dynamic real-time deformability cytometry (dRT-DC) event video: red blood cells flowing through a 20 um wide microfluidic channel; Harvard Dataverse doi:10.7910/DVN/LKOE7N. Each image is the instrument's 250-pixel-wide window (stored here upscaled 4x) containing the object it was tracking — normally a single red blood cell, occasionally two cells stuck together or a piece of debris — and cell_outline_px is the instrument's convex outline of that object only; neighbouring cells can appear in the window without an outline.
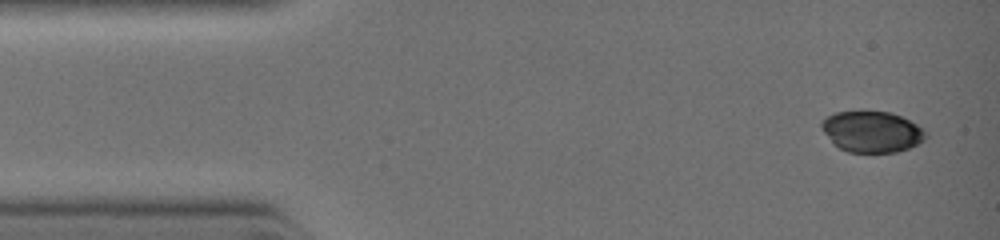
{"species": "common noctule bat (a hibernating species)", "species_latin": "Nyctalus noctula", "temperature_condition": "warm", "stored_images_in_passage": 5, "segment_of_instrument_passage": [1, 2], "camera_frame_rate_fps": 3000, "um_per_image_px": 0.085, "animal": {"sex": "female", "body_mass_g": 19.0, "forearm_length_mm": 51.5}, "frame": {"image": 1, "passage_image": 1, "time_ms": 0.0, "image_size_px": [1000, 240], "cell_outline_px": [[928, 136], [924, 140], [908, 148], [896, 152], [848, 152], [840, 148], [820, 128], [820, 120], [836, 112], [860, 108], [892, 112], [916, 124]], "centroid_in_image_um": [74.07, 11.14], "position_along_channel_um": 10.9, "area_um2": 25.32}}